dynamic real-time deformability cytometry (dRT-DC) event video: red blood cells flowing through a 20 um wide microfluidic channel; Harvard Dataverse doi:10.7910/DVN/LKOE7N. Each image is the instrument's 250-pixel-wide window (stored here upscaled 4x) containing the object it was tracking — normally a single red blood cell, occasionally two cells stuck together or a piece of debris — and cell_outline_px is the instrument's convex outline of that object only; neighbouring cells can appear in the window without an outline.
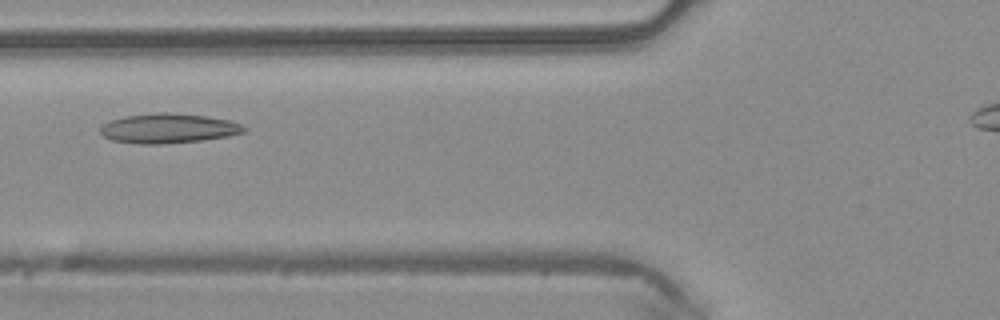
{"species": "common noctule bat (a hibernating species)", "species_latin": "Nyctalus noctula", "temperature_condition": "warm", "stored_images_in_passage": 34, "camera_frame_rate_fps": 3000, "um_per_image_px": 0.085, "animal": {"sex": "male", "body_mass_g": 20.4}, "frame": {"image": 1, "passage_image": 8, "time_ms": 2.333, "image_size_px": [1000, 320], "cell_outline_px": [[248, 128], [244, 132], [228, 136], [200, 140], [160, 144], [140, 144], [112, 140], [104, 136], [100, 132], [100, 124], [108, 120], [124, 116], [156, 112], [172, 112], [208, 116], [228, 120], [240, 124]], "centroid_in_image_um": [14.27, 10.89], "position_along_channel_um": 111.5, "area_um2": 25.03}}
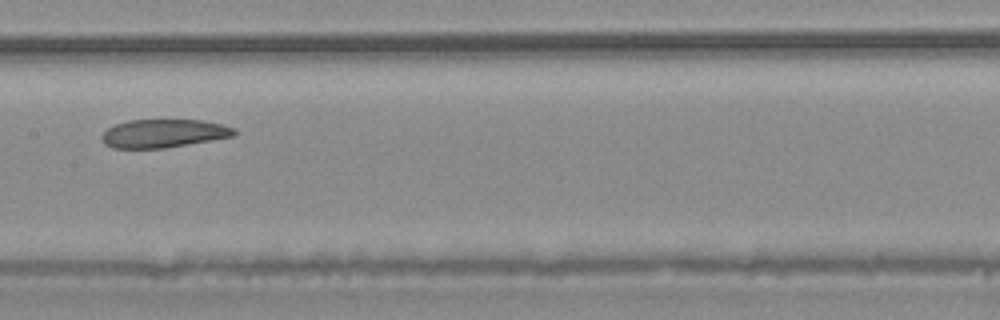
{"frame": {"image": 2, "passage_image": 14, "time_ms": 4.333, "image_size_px": [1000, 320], "cell_outline_px": [[236, 136], [164, 148], [112, 148], [104, 144], [100, 136], [108, 128], [116, 124], [128, 120], [200, 120], [220, 124], [236, 128]], "centroid_in_image_um": [13.9, 11.34], "position_along_channel_um": 193.5, "area_um2": 21.85}}
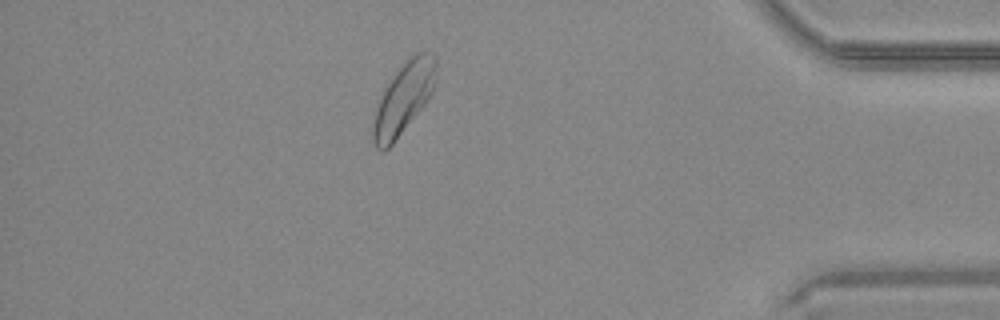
{"frame": {"image": 3, "passage_image": 32, "time_ms": 10.333, "image_size_px": [1000, 320], "cell_outline_px": [[436, 80], [432, 92], [424, 104], [392, 144], [384, 152], [380, 152], [376, 148], [372, 140], [372, 128], [376, 108], [384, 88], [392, 76], [416, 52], [436, 52]], "centroid_in_image_um": [34.3, 8.36], "position_along_channel_um": 400.9, "area_um2": 25.84}, "authors_computed_cell_mechanics": {"area_um2": 23.5824, "velocity_mm_per_s": 4.1029, "shape_relaxation_time_tau1_ms": 9.3939, "shape_relaxation_time_tau2_ms": 5.9585, "deformation_change_tau1": 0.1572, "deformation_change_tau2": 0.1257}}